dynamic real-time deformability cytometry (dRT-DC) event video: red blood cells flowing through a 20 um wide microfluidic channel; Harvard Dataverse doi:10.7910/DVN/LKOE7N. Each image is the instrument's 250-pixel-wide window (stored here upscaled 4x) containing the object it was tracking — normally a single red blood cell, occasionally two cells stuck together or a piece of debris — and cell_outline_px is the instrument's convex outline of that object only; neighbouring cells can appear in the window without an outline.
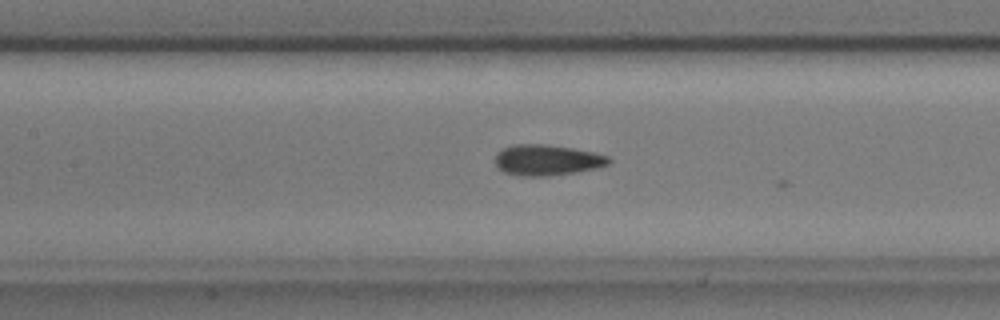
{"species": "common noctule bat (a hibernating species)", "species_latin": "Nyctalus noctula", "temperature_condition": "cold", "stored_images_in_passage": 10, "camera_frame_rate_fps": 3000, "um_per_image_px": 0.085, "animal": {"sex": "male", "body_mass_g": 17.9, "forearm_length_mm": 54.2}, "frame": {"image": 1, "passage_image": 9, "time_ms": 2.667, "image_size_px": [1000, 320], "cell_outline_px": [[612, 160], [608, 164], [596, 168], [572, 172], [544, 176], [516, 176], [504, 172], [496, 164], [496, 152], [512, 144], [544, 144], [572, 148], [592, 152], [608, 156]], "centroid_in_image_um": [46.46, 13.6], "position_along_channel_um": 160.9, "area_um2": 20.17}}